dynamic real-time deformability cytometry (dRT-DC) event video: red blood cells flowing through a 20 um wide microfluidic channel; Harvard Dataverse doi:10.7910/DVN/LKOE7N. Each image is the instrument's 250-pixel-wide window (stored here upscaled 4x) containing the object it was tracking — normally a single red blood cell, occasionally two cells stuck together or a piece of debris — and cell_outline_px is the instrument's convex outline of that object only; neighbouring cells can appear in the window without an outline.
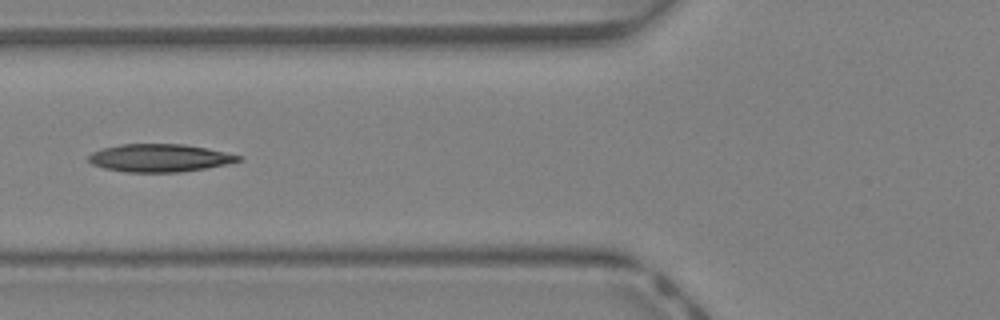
{"species": "Egyptian fruit bat (a non-hibernating species)", "species_latin": "Rousettus aegyptiacus", "temperature_condition": "warm", "stored_images_in_passage": 31, "camera_frame_rate_fps": 3000, "um_per_image_px": 0.085, "animal": {"sex": "female"}, "frame": {"image": 1, "passage_image": 16, "time_ms": 5.0, "image_size_px": [1000, 320], "cell_outline_px": [[244, 160], [204, 168], [180, 172], [128, 172], [104, 168], [92, 164], [88, 160], [88, 156], [92, 152], [104, 148], [120, 144], [184, 144], [244, 156]], "centroid_in_image_um": [13.56, 13.42], "position_along_channel_um": 112.2, "area_um2": 24.1}}
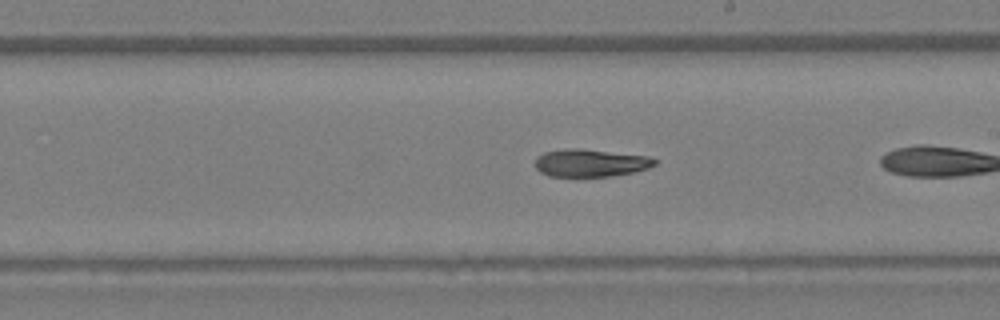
{"frame": {"image": 2, "passage_image": 22, "time_ms": 7.0, "image_size_px": [1000, 320], "cell_outline_px": [[656, 164], [648, 168], [632, 172], [612, 176], [548, 176], [540, 172], [536, 168], [536, 156], [544, 152], [572, 148], [576, 148], [648, 156], [656, 160]], "centroid_in_image_um": [50.17, 13.85], "position_along_channel_um": 238.8, "area_um2": 19.02}}